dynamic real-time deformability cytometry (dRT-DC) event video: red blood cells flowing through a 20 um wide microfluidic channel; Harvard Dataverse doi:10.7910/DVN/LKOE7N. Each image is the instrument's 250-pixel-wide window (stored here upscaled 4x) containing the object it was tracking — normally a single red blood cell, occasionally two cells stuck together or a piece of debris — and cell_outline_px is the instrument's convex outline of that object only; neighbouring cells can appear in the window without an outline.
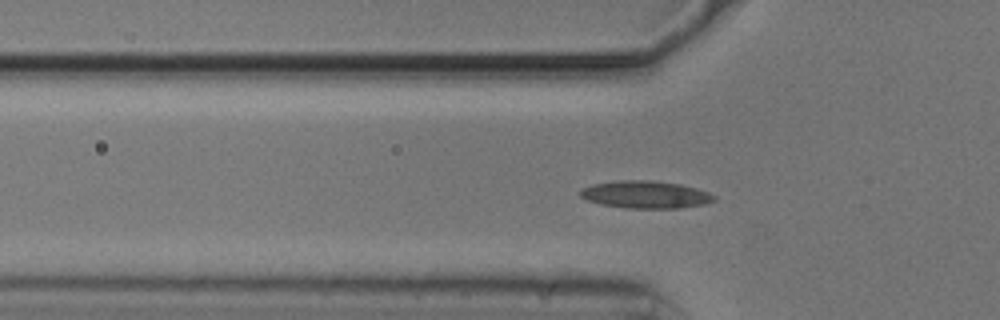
{"species": "common noctule bat (a hibernating species)", "species_latin": "Nyctalus noctula", "temperature_condition": "cold", "stored_images_in_passage": 26, "camera_frame_rate_fps": 3000, "um_per_image_px": 0.085, "animal": {"sex": "male", "body_mass_g": 20.5, "forearm_length_mm": 52.5}, "frame": {"image": 1, "passage_image": 7, "time_ms": 2.0, "image_size_px": [1000, 320], "cell_outline_px": [[716, 200], [704, 204], [680, 208], [624, 208], [600, 204], [588, 200], [580, 196], [580, 192], [584, 188], [592, 184], [620, 180], [648, 180], [680, 184], [696, 188], [708, 192], [716, 196]], "centroid_in_image_um": [54.89, 16.54], "position_along_channel_um": 70.9, "area_um2": 21.33}}
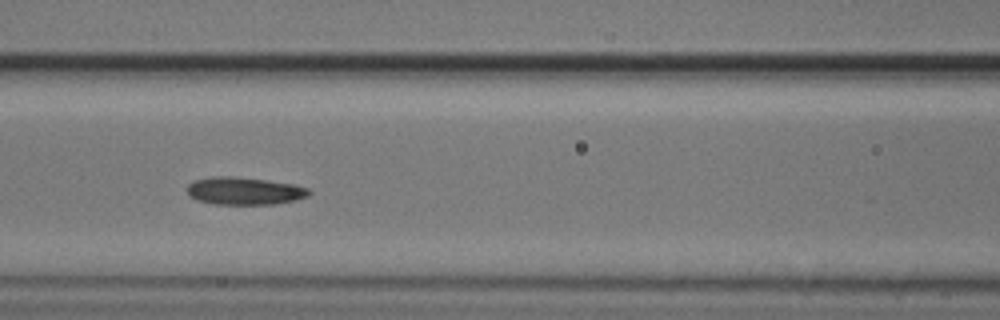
{"frame": {"image": 2, "passage_image": 13, "time_ms": 4.0, "image_size_px": [1000, 320], "cell_outline_px": [[312, 192], [308, 196], [296, 200], [276, 204], [212, 204], [196, 200], [188, 196], [188, 184], [196, 180], [212, 176], [232, 176], [264, 180], [292, 184], [308, 188]], "centroid_in_image_um": [20.76, 16.24], "position_along_channel_um": 145.8, "area_um2": 19.59}}
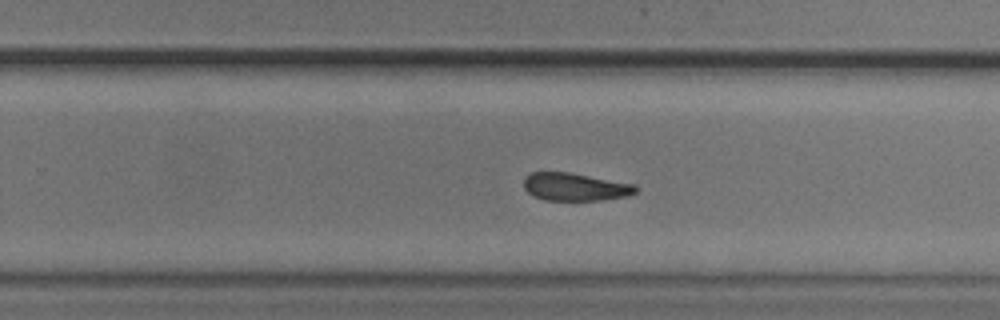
{"frame": {"image": 3, "passage_image": 24, "time_ms": 7.667, "image_size_px": [1000, 320], "cell_outline_px": [[640, 188], [636, 192], [628, 196], [600, 200], [544, 200], [528, 192], [524, 188], [524, 180], [532, 172], [568, 172], [636, 184]], "centroid_in_image_um": [48.94, 15.88], "position_along_channel_um": 280.9, "area_um2": 18.09}}